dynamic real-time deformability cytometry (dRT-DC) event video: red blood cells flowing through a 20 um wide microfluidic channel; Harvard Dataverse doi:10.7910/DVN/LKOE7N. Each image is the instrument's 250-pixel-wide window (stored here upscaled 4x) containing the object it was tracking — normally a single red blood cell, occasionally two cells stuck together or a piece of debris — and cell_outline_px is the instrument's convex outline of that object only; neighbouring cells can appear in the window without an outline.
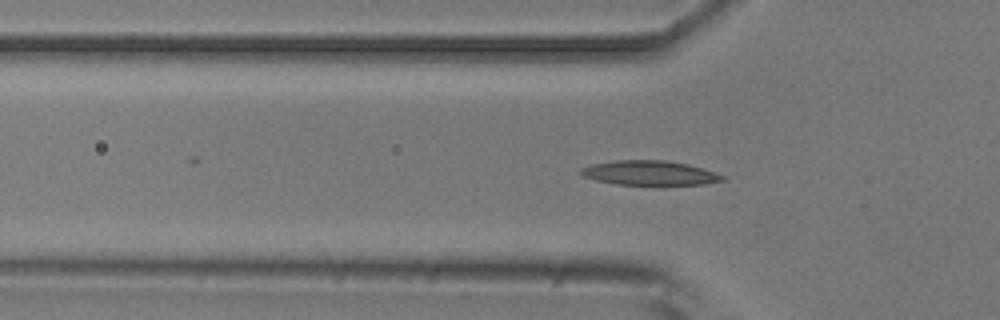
{"species": "common noctule bat (a hibernating species)", "species_latin": "Nyctalus noctula", "temperature_condition": "room temperature", "stored_images_in_passage": 39, "camera_frame_rate_fps": 3000, "um_per_image_px": 0.085, "animal": {"sex": "male", "body_mass_g": 20.5, "forearm_length_mm": 52.5}, "frame": {"image": 1, "passage_image": 17, "time_ms": 5.333, "image_size_px": [1000, 320], "cell_outline_px": [[728, 176], [724, 180], [704, 184], [616, 184], [596, 180], [584, 176], [580, 172], [580, 168], [592, 164], [616, 160], [664, 160], [688, 164], [716, 172]], "centroid_in_image_um": [55.25, 14.69], "position_along_channel_um": 70.6, "area_um2": 20.06}}
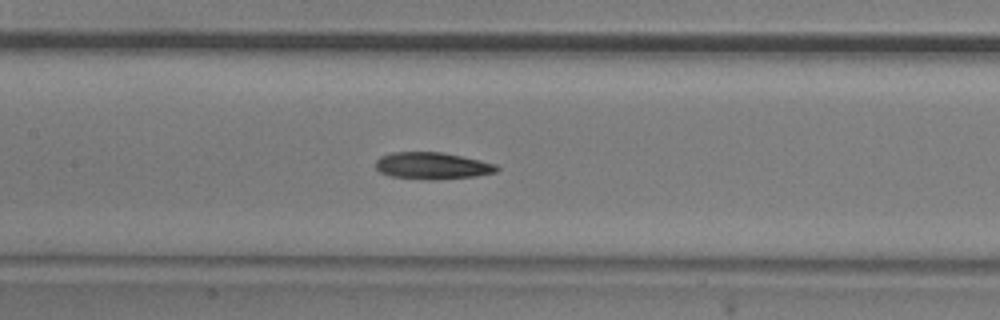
{"frame": {"image": 2, "passage_image": 25, "time_ms": 8.0, "image_size_px": [1000, 320], "cell_outline_px": [[500, 168], [496, 172], [476, 176], [436, 180], [428, 180], [392, 176], [380, 172], [376, 168], [376, 160], [380, 156], [392, 152], [440, 152], [480, 160], [496, 164]], "centroid_in_image_um": [36.75, 14.09], "position_along_channel_um": 170.7, "area_um2": 18.96}}
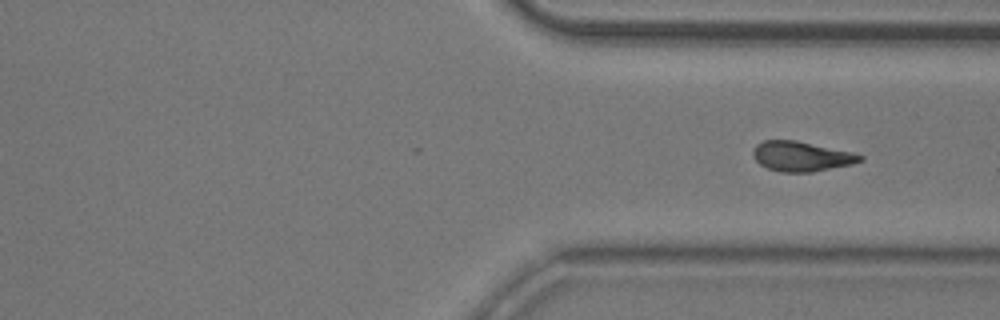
{"frame": {"image": 3, "passage_image": 39, "time_ms": 12.667, "image_size_px": [1000, 320], "cell_outline_px": [[864, 160], [852, 164], [812, 172], [780, 172], [768, 168], [760, 164], [752, 156], [752, 152], [756, 144], [764, 140], [796, 140], [852, 152], [864, 156]], "centroid_in_image_um": [68.11, 13.29], "position_along_channel_um": 343.3, "area_um2": 18.67}}